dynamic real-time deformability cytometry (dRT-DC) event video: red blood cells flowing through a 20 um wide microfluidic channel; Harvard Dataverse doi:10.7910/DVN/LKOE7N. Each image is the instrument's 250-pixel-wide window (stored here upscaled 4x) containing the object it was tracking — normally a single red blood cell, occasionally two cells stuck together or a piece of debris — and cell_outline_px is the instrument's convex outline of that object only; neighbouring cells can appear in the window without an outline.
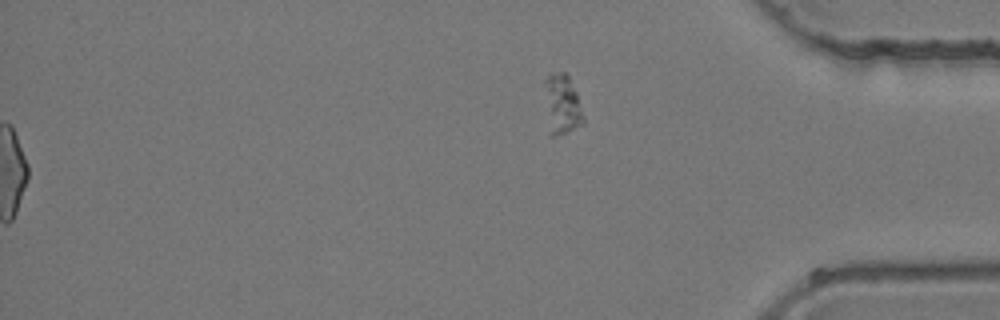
{"species": "common noctule bat (a hibernating species)", "species_latin": "Nyctalus noctula", "temperature_condition": "room temperature", "stored_images_in_passage": 30, "segment_of_instrument_passage": [2, 2], "camera_frame_rate_fps": 3000, "um_per_image_px": 0.085, "animal": {"sex": "female", "body_mass_g": 24.6, "forearm_length_mm": 56.2}, "frame": {"image": 1, "passage_image": 30, "time_ms": 9.667, "image_size_px": [1000, 320], "cell_outline_px": [[584, 124], [556, 136], [548, 136], [544, 80], [552, 72], [564, 72], [568, 76], [576, 92], [584, 116]], "centroid_in_image_um": [47.75, 8.9], "position_along_channel_um": 387.5, "area_um2": 13.64}}